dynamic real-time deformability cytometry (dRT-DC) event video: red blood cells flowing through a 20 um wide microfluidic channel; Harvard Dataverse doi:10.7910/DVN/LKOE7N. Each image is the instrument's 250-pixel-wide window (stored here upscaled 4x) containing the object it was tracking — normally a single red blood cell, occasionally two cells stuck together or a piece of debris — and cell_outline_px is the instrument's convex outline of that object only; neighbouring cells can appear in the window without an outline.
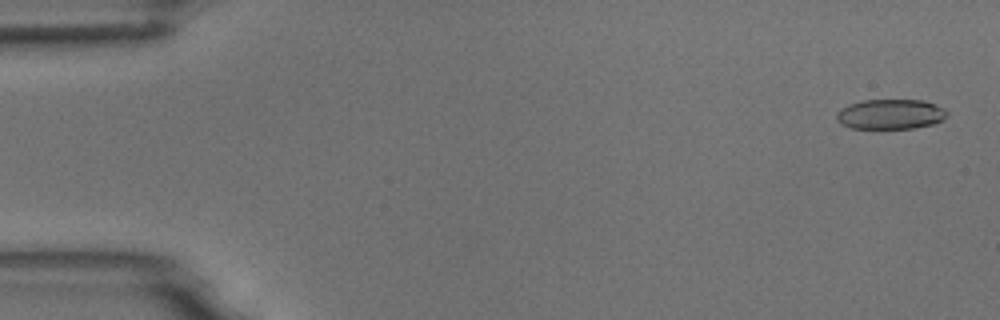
{"species": "common noctule bat (a hibernating species)", "species_latin": "Nyctalus noctula", "temperature_condition": "room temperature", "stored_images_in_passage": 48, "camera_frame_rate_fps": 3000, "um_per_image_px": 0.085, "animal": {"sex": "male", "body_mass_g": 18.8}, "frame": {"image": 1, "passage_image": 2, "time_ms": 0.333, "image_size_px": [1000, 320], "cell_outline_px": [[948, 116], [932, 124], [912, 128], [852, 128], [840, 124], [836, 120], [836, 112], [848, 104], [864, 100], [924, 100], [936, 104], [944, 108], [948, 112]], "centroid_in_image_um": [75.68, 9.7], "position_along_channel_um": 9.3, "area_um2": 19.36}}
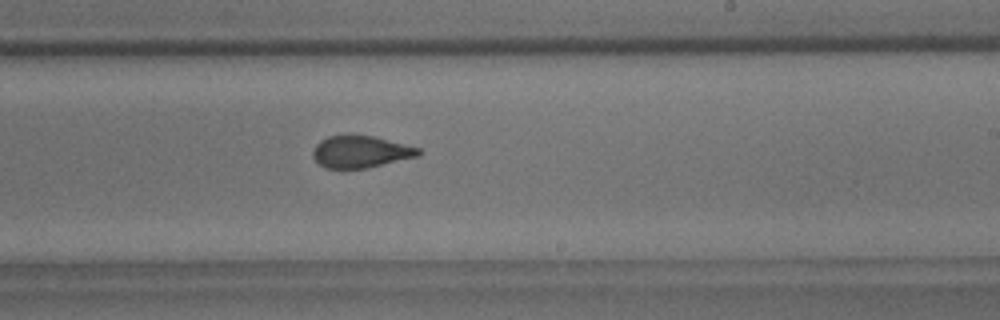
{"frame": {"image": 2, "passage_image": 33, "time_ms": 10.667, "image_size_px": [1000, 320], "cell_outline_px": [[420, 156], [368, 168], [324, 168], [312, 156], [312, 152], [316, 144], [320, 140], [328, 136], [348, 132], [352, 132], [372, 136], [420, 148]], "centroid_in_image_um": [30.62, 12.86], "position_along_channel_um": 258.4, "area_um2": 20.17}}
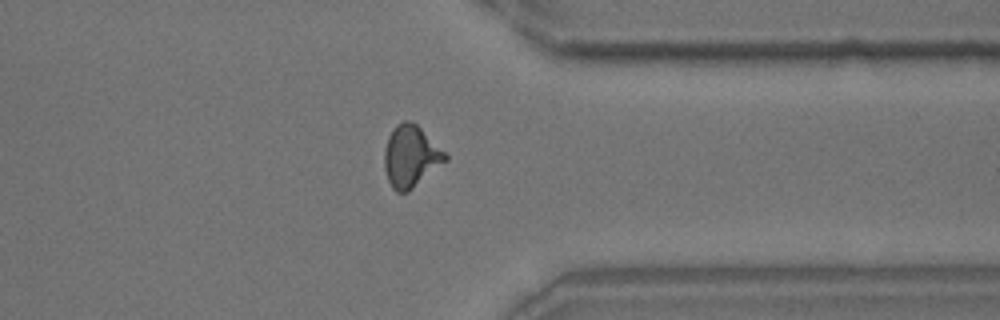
{"frame": {"image": 3, "passage_image": 43, "time_ms": 14.0, "image_size_px": [1000, 320], "cell_outline_px": [[448, 160], [408, 192], [396, 192], [392, 188], [388, 180], [384, 168], [384, 148], [388, 136], [392, 128], [396, 124], [404, 120], [408, 120], [416, 124], [448, 156]], "centroid_in_image_um": [34.88, 13.3], "position_along_channel_um": 376.5, "area_um2": 21.85}}